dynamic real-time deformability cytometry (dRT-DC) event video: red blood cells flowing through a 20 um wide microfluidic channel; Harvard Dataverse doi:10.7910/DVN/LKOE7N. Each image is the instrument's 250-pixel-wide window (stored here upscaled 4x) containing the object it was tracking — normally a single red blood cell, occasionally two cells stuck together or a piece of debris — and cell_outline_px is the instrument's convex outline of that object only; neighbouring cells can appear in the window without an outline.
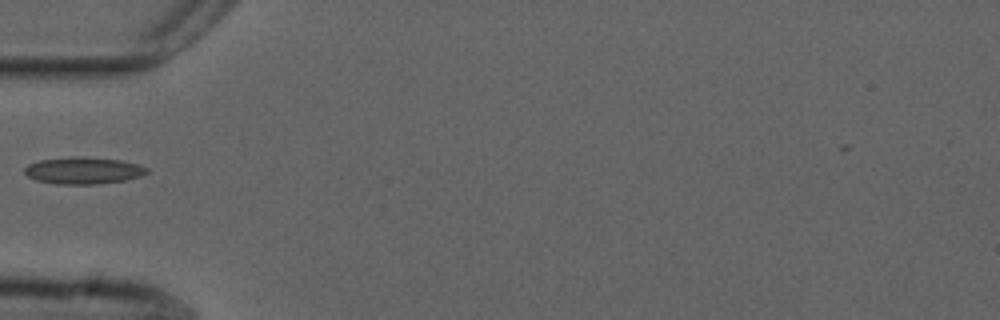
{"species": "common noctule bat (a hibernating species)", "species_latin": "Nyctalus noctula", "temperature_condition": "cold", "stored_images_in_passage": 35, "camera_frame_rate_fps": 3000, "um_per_image_px": 0.085, "animal": {"sex": "male", "forearm_length_mm": 52.5}, "frame": {"image": 1, "passage_image": 1, "time_ms": 0.0, "image_size_px": [1000, 320], "cell_outline_px": [[148, 172], [140, 176], [124, 180], [100, 184], [56, 184], [36, 180], [28, 176], [24, 172], [24, 168], [28, 164], [40, 160], [72, 156], [80, 156], [120, 160], [140, 164], [148, 168]], "centroid_in_image_um": [7.08, 14.49], "position_along_channel_um": 77.9, "area_um2": 19.25}}
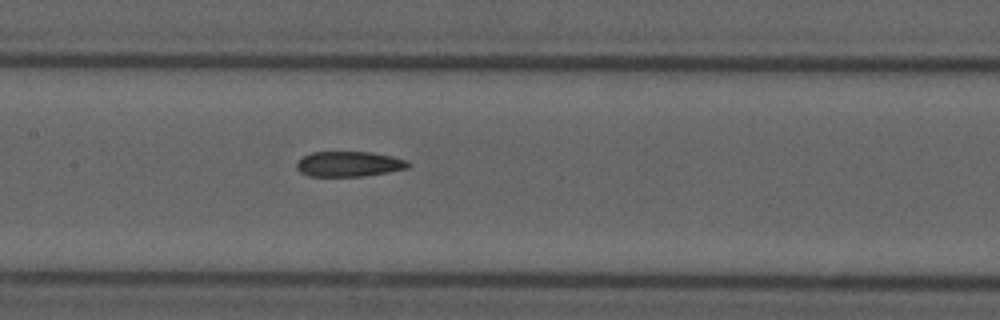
{"frame": {"image": 2, "passage_image": 9, "time_ms": 2.667, "image_size_px": [1000, 320], "cell_outline_px": [[412, 164], [408, 168], [388, 172], [364, 176], [308, 176], [300, 172], [296, 168], [296, 164], [304, 156], [312, 152], [372, 152], [392, 156], [408, 160]], "centroid_in_image_um": [29.7, 13.94], "position_along_channel_um": 177.7, "area_um2": 16.47}}
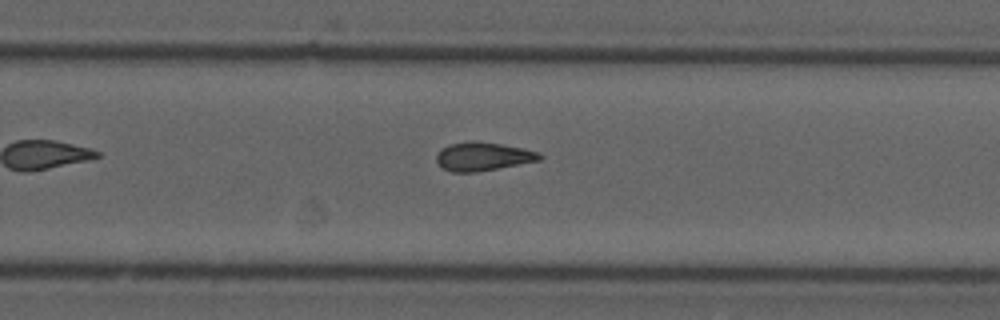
{"frame": {"image": 3, "passage_image": 18, "time_ms": 5.667, "image_size_px": [1000, 320], "cell_outline_px": [[544, 156], [540, 160], [476, 172], [452, 172], [444, 168], [436, 160], [436, 156], [448, 144], [472, 140], [500, 144], [524, 148], [540, 152]], "centroid_in_image_um": [41.09, 13.29], "position_along_channel_um": 288.7, "area_um2": 16.99}}